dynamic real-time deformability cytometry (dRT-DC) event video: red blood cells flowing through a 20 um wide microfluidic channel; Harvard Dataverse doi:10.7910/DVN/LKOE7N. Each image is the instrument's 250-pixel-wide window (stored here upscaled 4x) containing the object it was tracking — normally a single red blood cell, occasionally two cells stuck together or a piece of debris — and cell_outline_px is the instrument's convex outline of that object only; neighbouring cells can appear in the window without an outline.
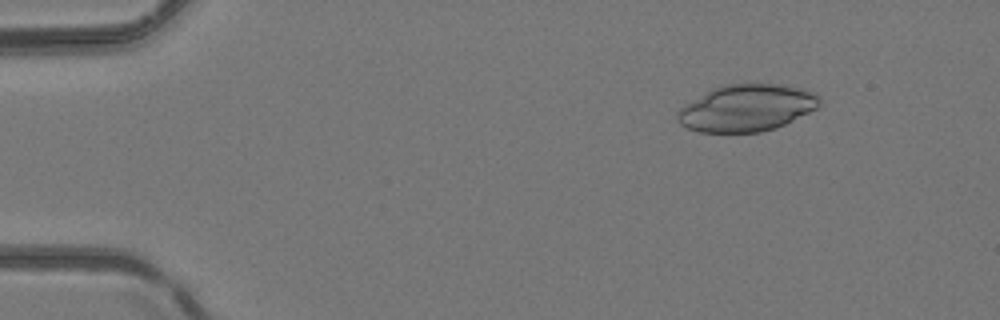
{"species": "common noctule bat (a hibernating species)", "species_latin": "Nyctalus noctula", "temperature_condition": "room temperature", "stored_images_in_passage": 4, "camera_frame_rate_fps": 3000, "um_per_image_px": 0.085, "animal": {"sex": "female", "body_mass_g": 24.6, "forearm_length_mm": 56.2}, "frame": {"image": 1, "passage_image": 2, "time_ms": 0.333, "image_size_px": [1000, 320], "cell_outline_px": [[820, 104], [816, 108], [776, 128], [760, 132], [700, 132], [688, 128], [680, 124], [676, 120], [676, 116], [680, 108], [684, 104], [712, 88], [724, 84], [780, 84], [800, 88], [816, 92], [820, 100]], "centroid_in_image_um": [63.44, 9.17], "position_along_channel_um": 21.6, "area_um2": 38.73}}